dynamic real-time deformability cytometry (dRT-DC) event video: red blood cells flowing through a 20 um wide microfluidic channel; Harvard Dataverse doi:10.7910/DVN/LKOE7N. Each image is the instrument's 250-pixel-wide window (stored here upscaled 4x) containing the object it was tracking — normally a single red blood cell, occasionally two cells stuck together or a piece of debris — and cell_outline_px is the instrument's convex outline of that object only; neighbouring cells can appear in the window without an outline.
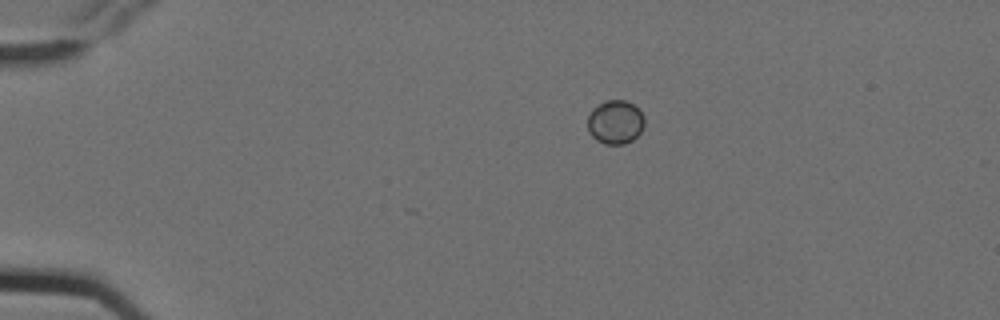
{"species": "Egyptian fruit bat (a non-hibernating species)", "species_latin": "Rousettus aegyptiacus", "temperature_condition": "cold", "stored_images_in_passage": 4, "camera_frame_rate_fps": 3000, "um_per_image_px": 0.085, "animal": {"sex": "female"}, "frame": {"image": 1, "passage_image": 1, "time_ms": 0.0, "image_size_px": [1000, 320], "cell_outline_px": [[644, 124], [640, 132], [632, 140], [624, 144], [604, 144], [596, 140], [588, 132], [588, 116], [592, 108], [608, 100], [624, 100], [632, 104], [644, 116]], "centroid_in_image_um": [52.28, 10.39], "position_along_channel_um": 32.7, "area_um2": 14.39}}
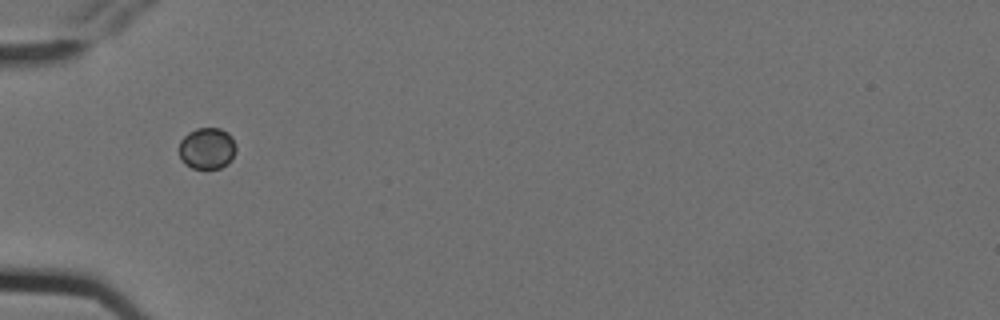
{"frame": {"image": 2, "passage_image": 3, "time_ms": 0.667, "image_size_px": [1000, 320], "cell_outline_px": [[236, 152], [232, 160], [228, 164], [220, 168], [192, 168], [184, 164], [180, 160], [180, 140], [188, 132], [196, 128], [220, 128], [228, 132], [232, 136], [236, 144]], "centroid_in_image_um": [17.62, 12.61], "position_along_channel_um": 67.4, "area_um2": 14.05}}
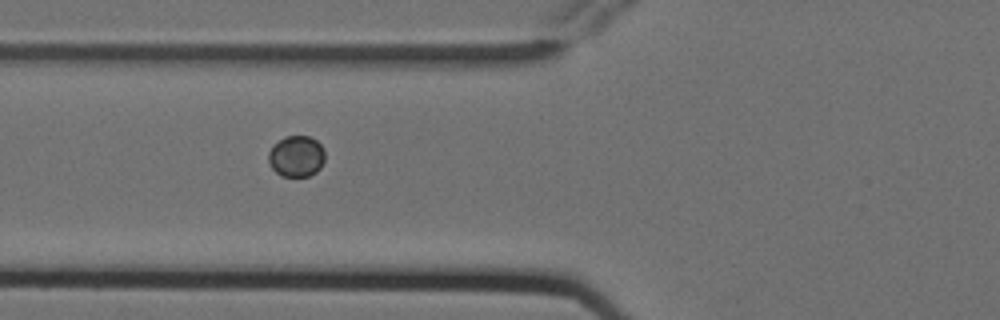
{"frame": {"image": 3, "passage_image": 4, "time_ms": 1.0, "image_size_px": [1000, 320], "cell_outline_px": [[324, 160], [320, 168], [316, 172], [308, 176], [280, 176], [272, 168], [268, 160], [268, 152], [272, 144], [284, 136], [308, 136], [316, 140], [324, 148]], "centroid_in_image_um": [25.17, 13.27], "position_along_channel_um": 100.6, "area_um2": 13.7}}